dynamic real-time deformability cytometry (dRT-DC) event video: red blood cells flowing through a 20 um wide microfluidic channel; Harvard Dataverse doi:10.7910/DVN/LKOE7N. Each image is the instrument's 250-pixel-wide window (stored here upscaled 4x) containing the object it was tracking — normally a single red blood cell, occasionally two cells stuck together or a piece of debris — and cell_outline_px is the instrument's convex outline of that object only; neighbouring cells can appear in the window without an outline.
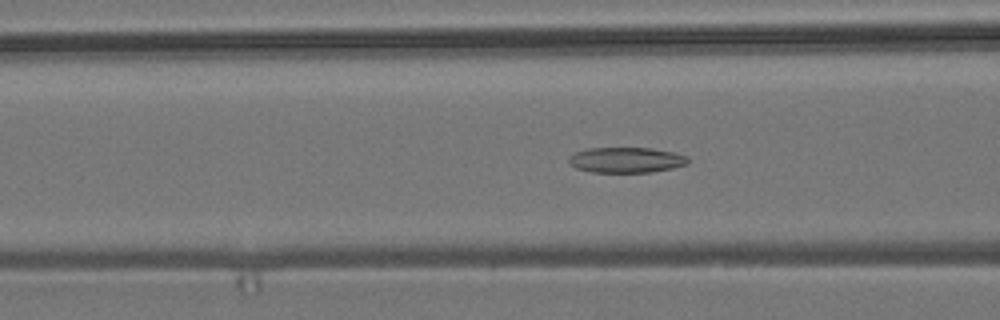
{"species": "common noctule bat (a hibernating species)", "species_latin": "Nyctalus noctula", "temperature_condition": "room temperature", "stored_images_in_passage": 47, "camera_frame_rate_fps": 3000, "um_per_image_px": 0.085, "animal": {"sex": "male", "body_mass_g": 19.2, "forearm_length_mm": 51.8}, "frame": {"image": 1, "passage_image": 13, "time_ms": 4.0, "image_size_px": [1000, 320], "cell_outline_px": [[688, 164], [672, 168], [652, 172], [592, 172], [576, 168], [568, 160], [568, 156], [576, 152], [588, 148], [652, 148], [672, 152], [688, 156]], "centroid_in_image_um": [53.24, 13.59], "position_along_channel_um": 113.4, "area_um2": 17.63}}
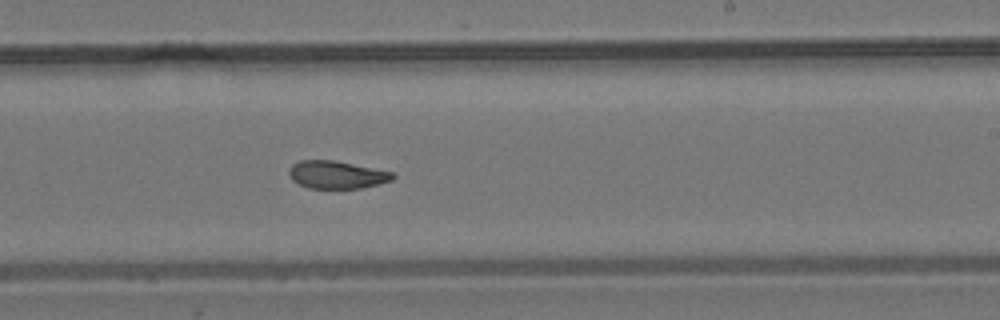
{"frame": {"image": 2, "passage_image": 25, "time_ms": 8.0, "image_size_px": [1000, 320], "cell_outline_px": [[396, 176], [392, 180], [360, 188], [308, 188], [292, 180], [288, 172], [288, 168], [292, 164], [300, 160], [336, 160], [392, 172]], "centroid_in_image_um": [28.59, 14.84], "position_along_channel_um": 260.4, "area_um2": 16.7}}
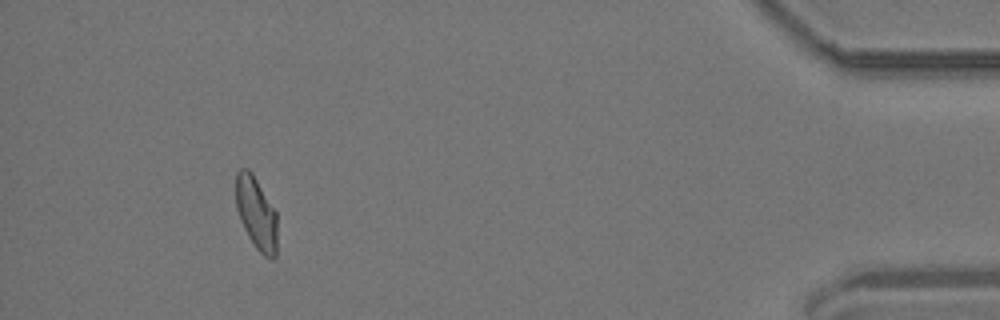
{"frame": {"image": 3, "passage_image": 43, "time_ms": 14.0, "image_size_px": [1000, 320], "cell_outline_px": [[276, 256], [272, 260], [264, 256], [256, 248], [248, 236], [240, 220], [236, 208], [236, 172], [240, 168], [248, 168], [252, 172], [276, 212]], "centroid_in_image_um": [21.77, 18.12], "position_along_channel_um": 413.4, "area_um2": 17.46}, "authors_computed_cell_mechanics": {"area_um2": 17.6868, "velocity_mm_per_s": 3.6831, "shape_relaxation_time_tau1_ms": null, "shape_relaxation_time_tau2_ms": 3.2294, "deformation_change_tau1": null, "deformation_change_tau2": 0.0888}}